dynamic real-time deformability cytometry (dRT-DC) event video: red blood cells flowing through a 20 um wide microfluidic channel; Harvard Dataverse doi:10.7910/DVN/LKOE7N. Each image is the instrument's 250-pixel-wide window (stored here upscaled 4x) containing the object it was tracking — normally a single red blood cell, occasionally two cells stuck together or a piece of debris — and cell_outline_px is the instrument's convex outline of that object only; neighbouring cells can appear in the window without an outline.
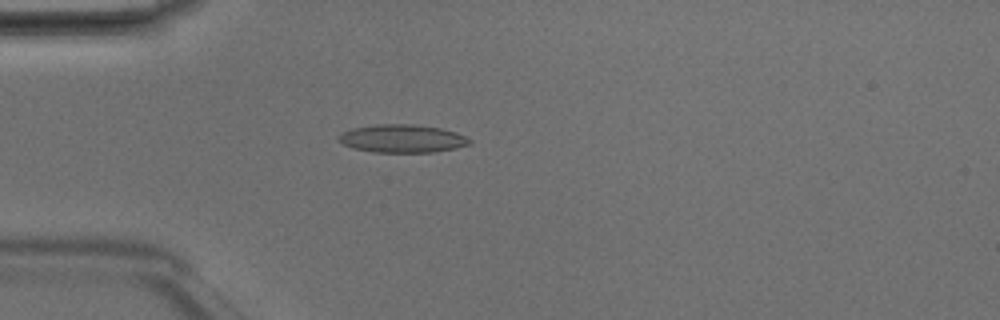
{"species": "Egyptian fruit bat (a non-hibernating species)", "species_latin": "Rousettus aegyptiacus", "temperature_condition": "room temperature", "stored_images_in_passage": 48, "camera_frame_rate_fps": 3000, "um_per_image_px": 0.085, "animal": {"sex": "male"}, "frame": {"image": 1, "passage_image": 13, "time_ms": 4.0, "image_size_px": [1000, 320], "cell_outline_px": [[472, 144], [456, 148], [432, 152], [372, 152], [352, 148], [344, 144], [336, 136], [352, 128], [376, 124], [412, 124], [440, 128], [456, 132], [472, 140]], "centroid_in_image_um": [34.2, 11.78], "position_along_channel_um": 50.8, "area_um2": 21.39}}
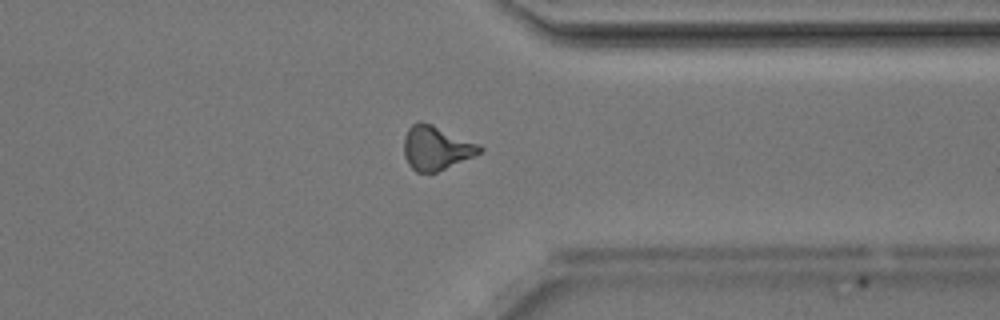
{"frame": {"image": 2, "passage_image": 37, "time_ms": 12.0, "image_size_px": [1000, 320], "cell_outline_px": [[484, 148], [480, 152], [472, 156], [436, 172], [416, 172], [408, 164], [404, 156], [404, 136], [408, 128], [412, 124], [420, 120], [432, 124], [480, 144]], "centroid_in_image_um": [37.04, 12.55], "position_along_channel_um": 374.4, "area_um2": 19.31}}
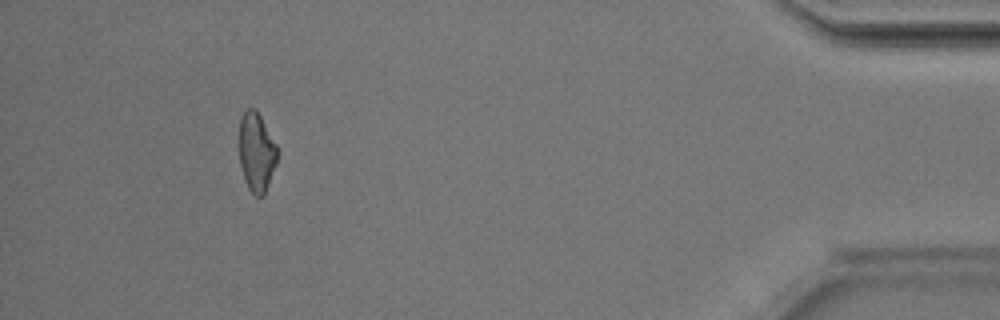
{"frame": {"image": 3, "passage_image": 44, "time_ms": 14.333, "image_size_px": [1000, 320], "cell_outline_px": [[280, 152], [276, 164], [264, 196], [256, 196], [248, 188], [244, 180], [240, 164], [240, 116], [248, 108], [256, 108], [280, 148]], "centroid_in_image_um": [21.84, 12.91], "position_along_channel_um": 413.4, "area_um2": 17.98}, "authors_computed_cell_mechanics": {"area_um2": 19.652, "velocity_mm_per_s": 4.22, "shape_relaxation_time_tau1_ms": null, "shape_relaxation_time_tau2_ms": 3.8016, "deformation_change_tau1": null, "deformation_change_tau2": 0.1262}}